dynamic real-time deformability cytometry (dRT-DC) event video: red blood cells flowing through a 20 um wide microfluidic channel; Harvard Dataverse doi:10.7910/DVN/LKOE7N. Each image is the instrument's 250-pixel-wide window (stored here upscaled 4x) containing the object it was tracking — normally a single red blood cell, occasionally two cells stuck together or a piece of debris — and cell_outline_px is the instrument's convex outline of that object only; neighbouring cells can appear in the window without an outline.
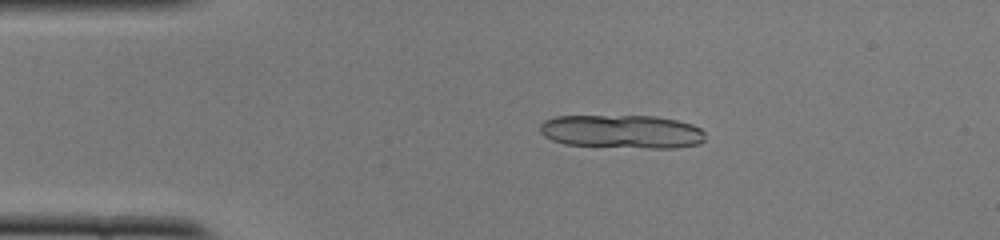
{"species": "common noctule bat (a hibernating species)", "species_latin": "Nyctalus noctula", "temperature_condition": "cold", "stored_images_in_passage": 20, "camera_frame_rate_fps": 3000, "um_per_image_px": 0.085, "animal": {"sex": "female", "body_mass_g": 22.0, "forearm_length_mm": 56.7}, "frame": {"image": 1, "passage_image": 9, "time_ms": 2.667, "image_size_px": [1000, 240], "cell_outline_px": [[704, 140], [700, 144], [676, 148], [648, 148], [564, 144], [552, 140], [544, 136], [540, 132], [540, 124], [544, 120], [556, 116], [656, 116], [676, 120], [692, 124], [700, 128], [704, 132]], "centroid_in_image_um": [52.87, 11.18], "position_along_channel_um": 32.1, "area_um2": 32.37}}